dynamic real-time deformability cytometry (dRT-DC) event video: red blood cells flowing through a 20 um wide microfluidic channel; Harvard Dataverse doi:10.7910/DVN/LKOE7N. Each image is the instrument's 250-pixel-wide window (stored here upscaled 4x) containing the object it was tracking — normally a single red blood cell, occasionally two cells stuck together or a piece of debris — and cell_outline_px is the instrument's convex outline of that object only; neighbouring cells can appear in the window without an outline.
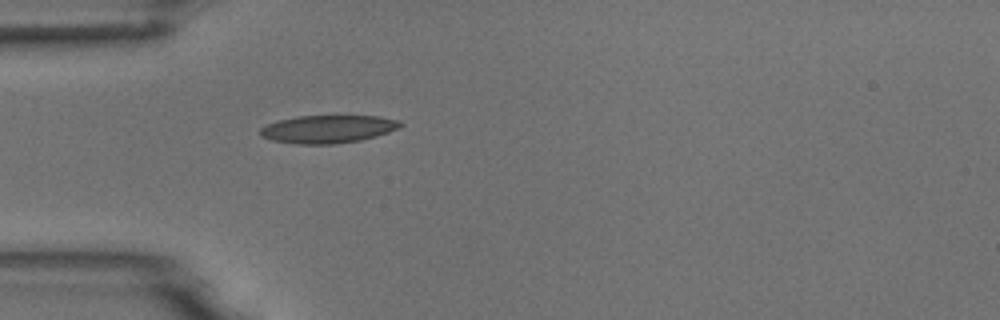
{"species": "common noctule bat (a hibernating species)", "species_latin": "Nyctalus noctula", "temperature_condition": "room temperature", "stored_images_in_passage": 2, "camera_frame_rate_fps": 3000, "um_per_image_px": 0.085, "animal": {"sex": "male", "body_mass_g": 18.8}, "frame": {"image": 1, "passage_image": 2, "time_ms": 0.333, "image_size_px": [1000, 320], "cell_outline_px": [[404, 124], [388, 132], [376, 136], [360, 140], [332, 144], [296, 144], [272, 140], [260, 136], [260, 128], [268, 124], [280, 120], [300, 116], [380, 116], [400, 120]], "centroid_in_image_um": [27.88, 10.97], "position_along_channel_um": 57.1, "area_um2": 22.6}}